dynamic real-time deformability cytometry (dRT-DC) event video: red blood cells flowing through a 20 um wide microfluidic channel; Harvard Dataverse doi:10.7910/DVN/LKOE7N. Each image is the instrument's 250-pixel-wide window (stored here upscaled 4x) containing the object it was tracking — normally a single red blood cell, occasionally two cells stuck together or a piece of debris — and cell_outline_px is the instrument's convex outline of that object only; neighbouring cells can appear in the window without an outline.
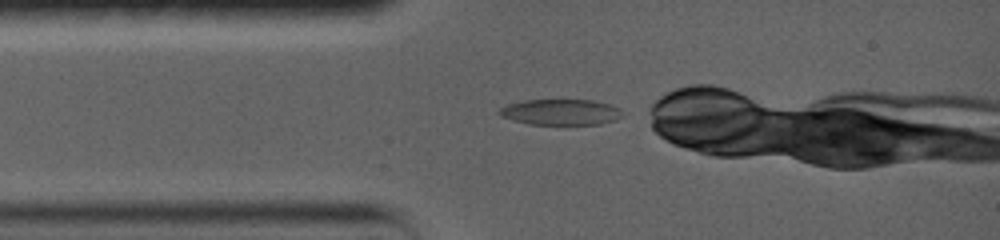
{"species": "common noctule bat (a hibernating species)", "species_latin": "Nyctalus noctula", "temperature_condition": "warm", "stored_images_in_passage": 14, "camera_frame_rate_fps": 5000, "um_per_image_px": 0.085, "animal": {"sex": "female", "body_mass_g": 19.0, "forearm_length_mm": 56.7}, "frame": {"image": 1, "passage_image": 1, "time_ms": 0.0, "image_size_px": [1000, 240], "cell_outline_px": [[624, 112], [616, 120], [600, 124], [560, 128], [528, 124], [512, 120], [500, 116], [496, 112], [500, 108], [508, 104], [524, 100], [592, 100], [608, 104], [620, 108]], "centroid_in_image_um": [47.65, 9.59], "position_along_channel_um": 37.4, "area_um2": 19.59}}
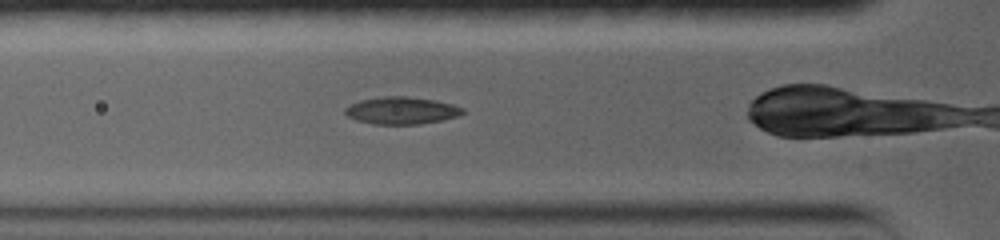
{"frame": {"image": 2, "passage_image": 7, "time_ms": 1.6, "image_size_px": [1000, 240], "cell_outline_px": [[464, 112], [460, 116], [420, 124], [372, 124], [356, 120], [348, 116], [344, 112], [344, 108], [360, 100], [380, 96], [404, 96], [436, 100], [452, 104], [464, 108]], "centroid_in_image_um": [34.13, 9.39], "position_along_channel_um": 91.7, "area_um2": 18.73}}
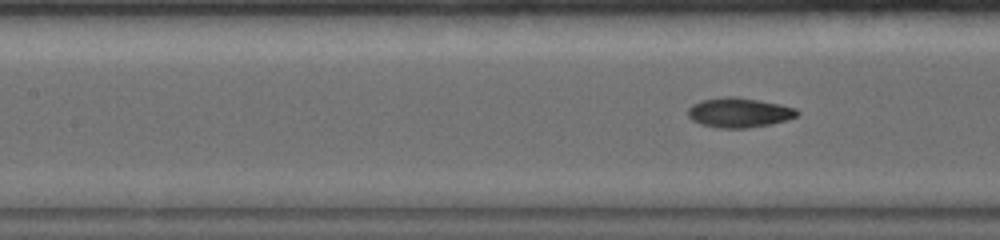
{"frame": {"image": 3, "passage_image": 10, "time_ms": 3.0, "image_size_px": [1000, 240], "cell_outline_px": [[800, 112], [796, 116], [772, 124], [748, 128], [716, 128], [700, 124], [692, 120], [688, 116], [688, 108], [692, 104], [704, 100], [724, 96], [740, 96], [780, 104], [796, 108]], "centroid_in_image_um": [62.81, 9.56], "position_along_channel_um": 144.6, "area_um2": 19.07}}